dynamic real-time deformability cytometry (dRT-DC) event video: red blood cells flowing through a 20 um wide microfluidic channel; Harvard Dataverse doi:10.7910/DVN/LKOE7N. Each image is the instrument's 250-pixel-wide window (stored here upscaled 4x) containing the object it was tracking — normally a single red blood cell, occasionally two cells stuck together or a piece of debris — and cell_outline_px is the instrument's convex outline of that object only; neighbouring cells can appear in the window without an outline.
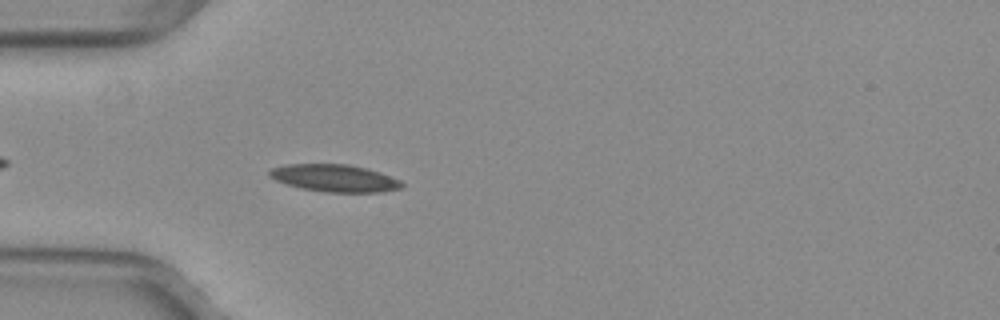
{"species": "common noctule bat (a hibernating species)", "species_latin": "Nyctalus noctula", "temperature_condition": "warm", "stored_images_in_passage": 40, "camera_frame_rate_fps": 3000, "um_per_image_px": 0.085, "animal": {"sex": "female", "body_mass_g": 29.2, "forearm_length_mm": 56.3}, "frame": {"image": 1, "passage_image": 4, "time_ms": 1.0, "image_size_px": [1000, 320], "cell_outline_px": [[404, 188], [380, 192], [324, 192], [300, 188], [276, 180], [268, 176], [268, 172], [272, 168], [284, 164], [348, 164], [380, 172], [400, 180], [404, 184]], "centroid_in_image_um": [28.44, 15.14], "position_along_channel_um": 56.6, "area_um2": 21.1}}
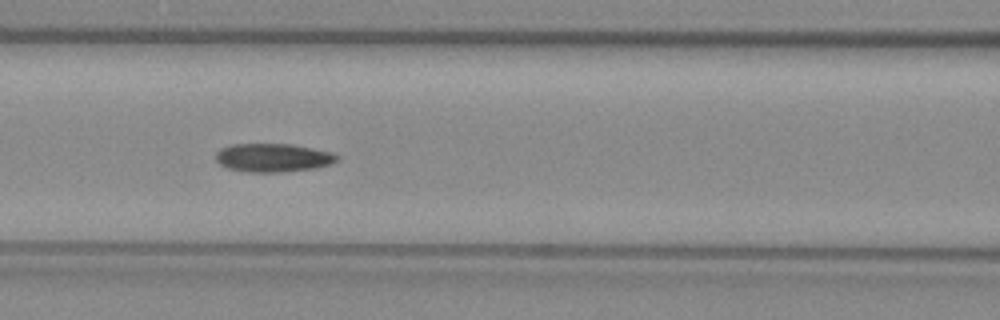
{"frame": {"image": 2, "passage_image": 11, "time_ms": 3.333, "image_size_px": [1000, 320], "cell_outline_px": [[340, 160], [332, 164], [316, 168], [280, 172], [248, 172], [228, 168], [220, 164], [216, 160], [216, 152], [220, 148], [232, 144], [292, 144], [332, 152], [340, 156]], "centroid_in_image_um": [23.25, 13.4], "position_along_channel_um": 143.4, "area_um2": 20.29}}
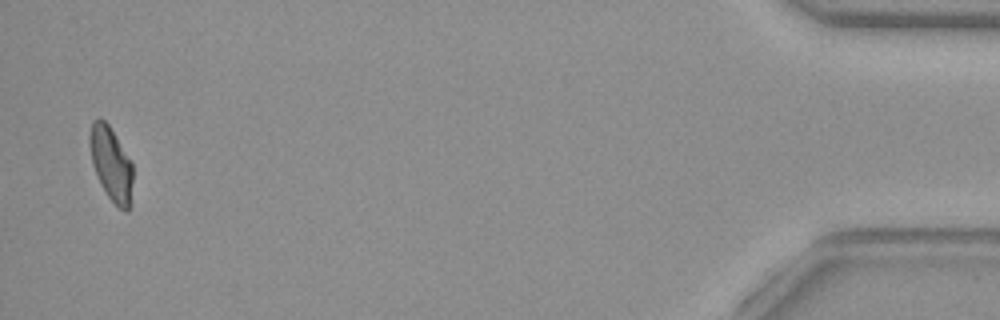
{"frame": {"image": 3, "passage_image": 39, "time_ms": 12.667, "image_size_px": [1000, 320], "cell_outline_px": [[132, 204], [128, 212], [124, 212], [104, 192], [100, 184], [92, 164], [88, 140], [88, 136], [92, 120], [100, 116], [108, 124], [132, 164]], "centroid_in_image_um": [9.42, 13.94], "position_along_channel_um": 425.8, "area_um2": 18.79}, "authors_computed_cell_mechanics": {"area_um2": 19.7387, "velocity_mm_per_s": 3.999, "shape_relaxation_time_tau1_ms": 6.8652, "shape_relaxation_time_tau2_ms": 2.7202, "deformation_change_tau1": 0.1957, "deformation_change_tau2": 0.0767}}